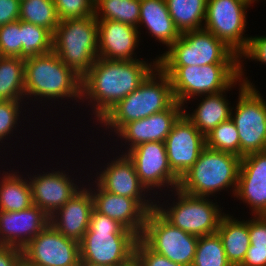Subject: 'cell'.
<instances>
[{
  "label": "cell",
  "instance_id": "6da1fadb",
  "mask_svg": "<svg viewBox=\"0 0 266 266\" xmlns=\"http://www.w3.org/2000/svg\"><path fill=\"white\" fill-rule=\"evenodd\" d=\"M116 61L97 58L82 77L81 101L92 104V115L98 122L119 101L136 90L158 66V59ZM91 103V104H90ZM94 109V110H93ZM96 117V118H95Z\"/></svg>",
  "mask_w": 266,
  "mask_h": 266
},
{
  "label": "cell",
  "instance_id": "7a4b0ae2",
  "mask_svg": "<svg viewBox=\"0 0 266 266\" xmlns=\"http://www.w3.org/2000/svg\"><path fill=\"white\" fill-rule=\"evenodd\" d=\"M139 237L118 221L93 209L80 242V260L107 266H130Z\"/></svg>",
  "mask_w": 266,
  "mask_h": 266
},
{
  "label": "cell",
  "instance_id": "3957f363",
  "mask_svg": "<svg viewBox=\"0 0 266 266\" xmlns=\"http://www.w3.org/2000/svg\"><path fill=\"white\" fill-rule=\"evenodd\" d=\"M174 102L171 81L157 66L136 90L113 106L98 123L116 134L125 124L164 111Z\"/></svg>",
  "mask_w": 266,
  "mask_h": 266
},
{
  "label": "cell",
  "instance_id": "277c9868",
  "mask_svg": "<svg viewBox=\"0 0 266 266\" xmlns=\"http://www.w3.org/2000/svg\"><path fill=\"white\" fill-rule=\"evenodd\" d=\"M25 99L81 100L82 78L54 51L25 60ZM33 96V97H32ZM41 97V98H40Z\"/></svg>",
  "mask_w": 266,
  "mask_h": 266
},
{
  "label": "cell",
  "instance_id": "5b68a950",
  "mask_svg": "<svg viewBox=\"0 0 266 266\" xmlns=\"http://www.w3.org/2000/svg\"><path fill=\"white\" fill-rule=\"evenodd\" d=\"M241 157L205 147L196 163L180 178L178 189L193 195L215 196L229 189L235 195Z\"/></svg>",
  "mask_w": 266,
  "mask_h": 266
},
{
  "label": "cell",
  "instance_id": "8992f818",
  "mask_svg": "<svg viewBox=\"0 0 266 266\" xmlns=\"http://www.w3.org/2000/svg\"><path fill=\"white\" fill-rule=\"evenodd\" d=\"M98 39L95 15L59 21L53 34V51L82 78L99 57Z\"/></svg>",
  "mask_w": 266,
  "mask_h": 266
},
{
  "label": "cell",
  "instance_id": "52a82bcc",
  "mask_svg": "<svg viewBox=\"0 0 266 266\" xmlns=\"http://www.w3.org/2000/svg\"><path fill=\"white\" fill-rule=\"evenodd\" d=\"M159 67L168 75L175 101L182 106L195 96L226 90L239 77V64Z\"/></svg>",
  "mask_w": 266,
  "mask_h": 266
},
{
  "label": "cell",
  "instance_id": "ba28073f",
  "mask_svg": "<svg viewBox=\"0 0 266 266\" xmlns=\"http://www.w3.org/2000/svg\"><path fill=\"white\" fill-rule=\"evenodd\" d=\"M242 61H239L238 101L236 107H232L235 111H231V120L239 132L241 158L266 151V101L253 83L244 77Z\"/></svg>",
  "mask_w": 266,
  "mask_h": 266
},
{
  "label": "cell",
  "instance_id": "9c48e42d",
  "mask_svg": "<svg viewBox=\"0 0 266 266\" xmlns=\"http://www.w3.org/2000/svg\"><path fill=\"white\" fill-rule=\"evenodd\" d=\"M166 50L161 56L158 55V66L239 64L238 55L205 29L181 33Z\"/></svg>",
  "mask_w": 266,
  "mask_h": 266
},
{
  "label": "cell",
  "instance_id": "30bf717a",
  "mask_svg": "<svg viewBox=\"0 0 266 266\" xmlns=\"http://www.w3.org/2000/svg\"><path fill=\"white\" fill-rule=\"evenodd\" d=\"M174 193L175 198L177 195V200L174 199L172 204L169 202L167 204L165 201L162 203L159 200L155 204V209L168 222L198 237L217 232L221 218L225 215L217 202L208 197L186 194L178 188L174 189L172 194Z\"/></svg>",
  "mask_w": 266,
  "mask_h": 266
},
{
  "label": "cell",
  "instance_id": "8fae6325",
  "mask_svg": "<svg viewBox=\"0 0 266 266\" xmlns=\"http://www.w3.org/2000/svg\"><path fill=\"white\" fill-rule=\"evenodd\" d=\"M140 239L155 253L175 263L193 264L198 236L173 226L156 209L148 212Z\"/></svg>",
  "mask_w": 266,
  "mask_h": 266
},
{
  "label": "cell",
  "instance_id": "7c38bea8",
  "mask_svg": "<svg viewBox=\"0 0 266 266\" xmlns=\"http://www.w3.org/2000/svg\"><path fill=\"white\" fill-rule=\"evenodd\" d=\"M251 4L250 0H207L203 29L211 32L239 56L250 38L244 32L247 25L246 10Z\"/></svg>",
  "mask_w": 266,
  "mask_h": 266
},
{
  "label": "cell",
  "instance_id": "4fadbf2b",
  "mask_svg": "<svg viewBox=\"0 0 266 266\" xmlns=\"http://www.w3.org/2000/svg\"><path fill=\"white\" fill-rule=\"evenodd\" d=\"M22 255L28 266H78L80 243L66 238L49 223L22 248Z\"/></svg>",
  "mask_w": 266,
  "mask_h": 266
},
{
  "label": "cell",
  "instance_id": "5bb4252c",
  "mask_svg": "<svg viewBox=\"0 0 266 266\" xmlns=\"http://www.w3.org/2000/svg\"><path fill=\"white\" fill-rule=\"evenodd\" d=\"M126 154L133 161L140 182L150 193L158 195L156 189L162 192L172 188L169 191L173 192L178 188L180 178L169 166L164 142L141 143ZM165 187L167 189H163Z\"/></svg>",
  "mask_w": 266,
  "mask_h": 266
},
{
  "label": "cell",
  "instance_id": "9a60e30c",
  "mask_svg": "<svg viewBox=\"0 0 266 266\" xmlns=\"http://www.w3.org/2000/svg\"><path fill=\"white\" fill-rule=\"evenodd\" d=\"M105 166L100 173L97 172V179L90 183L96 182L107 192L136 199L148 212L155 209L154 197L140 182L134 163L127 154H119Z\"/></svg>",
  "mask_w": 266,
  "mask_h": 266
},
{
  "label": "cell",
  "instance_id": "2e32d148",
  "mask_svg": "<svg viewBox=\"0 0 266 266\" xmlns=\"http://www.w3.org/2000/svg\"><path fill=\"white\" fill-rule=\"evenodd\" d=\"M164 143L169 166L179 178L196 163L206 147L205 136L184 113L174 123Z\"/></svg>",
  "mask_w": 266,
  "mask_h": 266
},
{
  "label": "cell",
  "instance_id": "e0dca14e",
  "mask_svg": "<svg viewBox=\"0 0 266 266\" xmlns=\"http://www.w3.org/2000/svg\"><path fill=\"white\" fill-rule=\"evenodd\" d=\"M184 108L186 109V106L184 107L175 101L164 111L125 124L115 134L125 141L122 146L128 145V150L125 149L120 153L126 154L130 149L145 142H165L174 123L184 113Z\"/></svg>",
  "mask_w": 266,
  "mask_h": 266
},
{
  "label": "cell",
  "instance_id": "ac0fdd59",
  "mask_svg": "<svg viewBox=\"0 0 266 266\" xmlns=\"http://www.w3.org/2000/svg\"><path fill=\"white\" fill-rule=\"evenodd\" d=\"M49 223V215L34 204L21 211H0V246L22 249Z\"/></svg>",
  "mask_w": 266,
  "mask_h": 266
},
{
  "label": "cell",
  "instance_id": "d6986e66",
  "mask_svg": "<svg viewBox=\"0 0 266 266\" xmlns=\"http://www.w3.org/2000/svg\"><path fill=\"white\" fill-rule=\"evenodd\" d=\"M234 198L247 203L252 216L266 211V151L241 158Z\"/></svg>",
  "mask_w": 266,
  "mask_h": 266
},
{
  "label": "cell",
  "instance_id": "ffe728a7",
  "mask_svg": "<svg viewBox=\"0 0 266 266\" xmlns=\"http://www.w3.org/2000/svg\"><path fill=\"white\" fill-rule=\"evenodd\" d=\"M43 173V174H42ZM29 177L32 203L49 216L64 206L82 188L65 171H50ZM32 177V178H31ZM80 187V188H79Z\"/></svg>",
  "mask_w": 266,
  "mask_h": 266
},
{
  "label": "cell",
  "instance_id": "44dd1931",
  "mask_svg": "<svg viewBox=\"0 0 266 266\" xmlns=\"http://www.w3.org/2000/svg\"><path fill=\"white\" fill-rule=\"evenodd\" d=\"M96 187L88 184L93 197L94 209L123 225L126 229L141 237L148 211L136 200L103 190L96 182Z\"/></svg>",
  "mask_w": 266,
  "mask_h": 266
},
{
  "label": "cell",
  "instance_id": "7402d4cb",
  "mask_svg": "<svg viewBox=\"0 0 266 266\" xmlns=\"http://www.w3.org/2000/svg\"><path fill=\"white\" fill-rule=\"evenodd\" d=\"M140 34L139 28L127 24L98 20L99 58L116 61L141 60L136 58L134 52L139 45Z\"/></svg>",
  "mask_w": 266,
  "mask_h": 266
},
{
  "label": "cell",
  "instance_id": "603a6c76",
  "mask_svg": "<svg viewBox=\"0 0 266 266\" xmlns=\"http://www.w3.org/2000/svg\"><path fill=\"white\" fill-rule=\"evenodd\" d=\"M64 206L56 210L50 224L66 238L81 242L88 230L92 211L93 197L87 187H83Z\"/></svg>",
  "mask_w": 266,
  "mask_h": 266
},
{
  "label": "cell",
  "instance_id": "cb8c5ba5",
  "mask_svg": "<svg viewBox=\"0 0 266 266\" xmlns=\"http://www.w3.org/2000/svg\"><path fill=\"white\" fill-rule=\"evenodd\" d=\"M237 83H239V77L226 90L204 95L199 105L196 106L198 108L191 114L184 109V115L204 136L209 134L221 122L231 118L232 107L229 106L230 103L226 99L225 94L232 90L231 88L237 85Z\"/></svg>",
  "mask_w": 266,
  "mask_h": 266
},
{
  "label": "cell",
  "instance_id": "d4e9b609",
  "mask_svg": "<svg viewBox=\"0 0 266 266\" xmlns=\"http://www.w3.org/2000/svg\"><path fill=\"white\" fill-rule=\"evenodd\" d=\"M139 24L138 27L144 25L150 35L166 45L167 49L181 36L165 0H141Z\"/></svg>",
  "mask_w": 266,
  "mask_h": 266
},
{
  "label": "cell",
  "instance_id": "484cf974",
  "mask_svg": "<svg viewBox=\"0 0 266 266\" xmlns=\"http://www.w3.org/2000/svg\"><path fill=\"white\" fill-rule=\"evenodd\" d=\"M233 215L225 214L220 221L219 234L226 253L227 260L232 266H240L250 247L249 219L239 220Z\"/></svg>",
  "mask_w": 266,
  "mask_h": 266
},
{
  "label": "cell",
  "instance_id": "4316f807",
  "mask_svg": "<svg viewBox=\"0 0 266 266\" xmlns=\"http://www.w3.org/2000/svg\"><path fill=\"white\" fill-rule=\"evenodd\" d=\"M17 173L3 171L0 177V211H21L33 205L29 180Z\"/></svg>",
  "mask_w": 266,
  "mask_h": 266
},
{
  "label": "cell",
  "instance_id": "83f0119b",
  "mask_svg": "<svg viewBox=\"0 0 266 266\" xmlns=\"http://www.w3.org/2000/svg\"><path fill=\"white\" fill-rule=\"evenodd\" d=\"M25 60L0 58V100L25 101Z\"/></svg>",
  "mask_w": 266,
  "mask_h": 266
},
{
  "label": "cell",
  "instance_id": "f1b7e54d",
  "mask_svg": "<svg viewBox=\"0 0 266 266\" xmlns=\"http://www.w3.org/2000/svg\"><path fill=\"white\" fill-rule=\"evenodd\" d=\"M180 33L203 29L207 0H165Z\"/></svg>",
  "mask_w": 266,
  "mask_h": 266
},
{
  "label": "cell",
  "instance_id": "f546056e",
  "mask_svg": "<svg viewBox=\"0 0 266 266\" xmlns=\"http://www.w3.org/2000/svg\"><path fill=\"white\" fill-rule=\"evenodd\" d=\"M141 0H95L97 20H112L138 28Z\"/></svg>",
  "mask_w": 266,
  "mask_h": 266
},
{
  "label": "cell",
  "instance_id": "4dcf8cb0",
  "mask_svg": "<svg viewBox=\"0 0 266 266\" xmlns=\"http://www.w3.org/2000/svg\"><path fill=\"white\" fill-rule=\"evenodd\" d=\"M19 20L48 29L54 34L59 24L54 0H23L20 2Z\"/></svg>",
  "mask_w": 266,
  "mask_h": 266
},
{
  "label": "cell",
  "instance_id": "1f68e13d",
  "mask_svg": "<svg viewBox=\"0 0 266 266\" xmlns=\"http://www.w3.org/2000/svg\"><path fill=\"white\" fill-rule=\"evenodd\" d=\"M53 51V34L46 28L21 21V59Z\"/></svg>",
  "mask_w": 266,
  "mask_h": 266
},
{
  "label": "cell",
  "instance_id": "d6a6232c",
  "mask_svg": "<svg viewBox=\"0 0 266 266\" xmlns=\"http://www.w3.org/2000/svg\"><path fill=\"white\" fill-rule=\"evenodd\" d=\"M192 266H232L217 232L198 237Z\"/></svg>",
  "mask_w": 266,
  "mask_h": 266
},
{
  "label": "cell",
  "instance_id": "836d02e7",
  "mask_svg": "<svg viewBox=\"0 0 266 266\" xmlns=\"http://www.w3.org/2000/svg\"><path fill=\"white\" fill-rule=\"evenodd\" d=\"M206 147L240 157L239 132L231 120L221 122L205 136Z\"/></svg>",
  "mask_w": 266,
  "mask_h": 266
},
{
  "label": "cell",
  "instance_id": "e575fe53",
  "mask_svg": "<svg viewBox=\"0 0 266 266\" xmlns=\"http://www.w3.org/2000/svg\"><path fill=\"white\" fill-rule=\"evenodd\" d=\"M22 102L23 101L0 100V143H5L4 139H10V135L12 134L11 136H13V131H16V125H18L20 121V114L23 112L20 110L23 109L22 106L25 104Z\"/></svg>",
  "mask_w": 266,
  "mask_h": 266
},
{
  "label": "cell",
  "instance_id": "d590c367",
  "mask_svg": "<svg viewBox=\"0 0 266 266\" xmlns=\"http://www.w3.org/2000/svg\"><path fill=\"white\" fill-rule=\"evenodd\" d=\"M60 21L94 15L95 0H54Z\"/></svg>",
  "mask_w": 266,
  "mask_h": 266
},
{
  "label": "cell",
  "instance_id": "8d00e7d4",
  "mask_svg": "<svg viewBox=\"0 0 266 266\" xmlns=\"http://www.w3.org/2000/svg\"><path fill=\"white\" fill-rule=\"evenodd\" d=\"M0 47L3 56L21 59V20L0 27Z\"/></svg>",
  "mask_w": 266,
  "mask_h": 266
},
{
  "label": "cell",
  "instance_id": "74e56055",
  "mask_svg": "<svg viewBox=\"0 0 266 266\" xmlns=\"http://www.w3.org/2000/svg\"><path fill=\"white\" fill-rule=\"evenodd\" d=\"M134 264L136 266H184L155 253L140 238L135 244Z\"/></svg>",
  "mask_w": 266,
  "mask_h": 266
},
{
  "label": "cell",
  "instance_id": "f35d334b",
  "mask_svg": "<svg viewBox=\"0 0 266 266\" xmlns=\"http://www.w3.org/2000/svg\"><path fill=\"white\" fill-rule=\"evenodd\" d=\"M239 61L245 58L259 61L266 65V35L250 36L246 49L238 56Z\"/></svg>",
  "mask_w": 266,
  "mask_h": 266
},
{
  "label": "cell",
  "instance_id": "ab89813d",
  "mask_svg": "<svg viewBox=\"0 0 266 266\" xmlns=\"http://www.w3.org/2000/svg\"><path fill=\"white\" fill-rule=\"evenodd\" d=\"M250 244L266 248V218L263 215H254L249 219Z\"/></svg>",
  "mask_w": 266,
  "mask_h": 266
},
{
  "label": "cell",
  "instance_id": "60d3db41",
  "mask_svg": "<svg viewBox=\"0 0 266 266\" xmlns=\"http://www.w3.org/2000/svg\"><path fill=\"white\" fill-rule=\"evenodd\" d=\"M19 10L18 0H0V27L19 20Z\"/></svg>",
  "mask_w": 266,
  "mask_h": 266
},
{
  "label": "cell",
  "instance_id": "b9f144b4",
  "mask_svg": "<svg viewBox=\"0 0 266 266\" xmlns=\"http://www.w3.org/2000/svg\"><path fill=\"white\" fill-rule=\"evenodd\" d=\"M23 262L22 249L14 246H0V266H20Z\"/></svg>",
  "mask_w": 266,
  "mask_h": 266
},
{
  "label": "cell",
  "instance_id": "7bdbcfd3",
  "mask_svg": "<svg viewBox=\"0 0 266 266\" xmlns=\"http://www.w3.org/2000/svg\"><path fill=\"white\" fill-rule=\"evenodd\" d=\"M240 266H266V248L256 247L250 244Z\"/></svg>",
  "mask_w": 266,
  "mask_h": 266
},
{
  "label": "cell",
  "instance_id": "ee69618b",
  "mask_svg": "<svg viewBox=\"0 0 266 266\" xmlns=\"http://www.w3.org/2000/svg\"><path fill=\"white\" fill-rule=\"evenodd\" d=\"M78 266H107V265H101L93 262L80 260Z\"/></svg>",
  "mask_w": 266,
  "mask_h": 266
},
{
  "label": "cell",
  "instance_id": "f6af8a7d",
  "mask_svg": "<svg viewBox=\"0 0 266 266\" xmlns=\"http://www.w3.org/2000/svg\"><path fill=\"white\" fill-rule=\"evenodd\" d=\"M4 57L0 47V58Z\"/></svg>",
  "mask_w": 266,
  "mask_h": 266
},
{
  "label": "cell",
  "instance_id": "bcb514c9",
  "mask_svg": "<svg viewBox=\"0 0 266 266\" xmlns=\"http://www.w3.org/2000/svg\"><path fill=\"white\" fill-rule=\"evenodd\" d=\"M20 266H28V265H26L24 262H22Z\"/></svg>",
  "mask_w": 266,
  "mask_h": 266
}]
</instances>
